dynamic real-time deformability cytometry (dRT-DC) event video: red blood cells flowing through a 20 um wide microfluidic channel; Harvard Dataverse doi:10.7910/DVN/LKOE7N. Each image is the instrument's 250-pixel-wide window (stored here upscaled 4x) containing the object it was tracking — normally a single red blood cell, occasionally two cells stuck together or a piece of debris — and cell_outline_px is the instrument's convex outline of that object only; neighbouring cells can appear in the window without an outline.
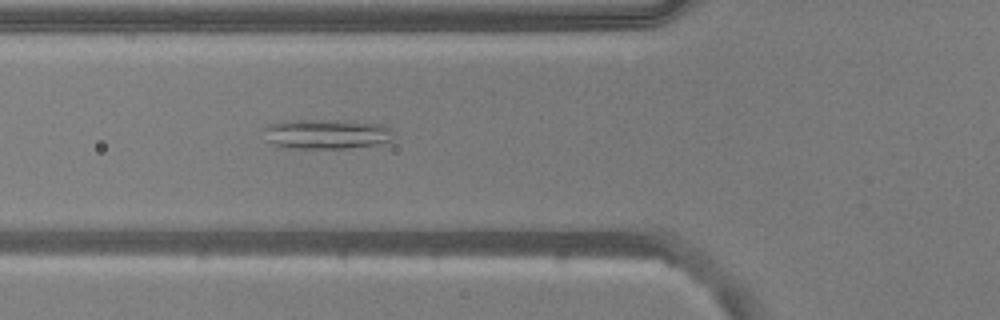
{"species": "common noctule bat (a hibernating species)", "species_latin": "Nyctalus noctula", "temperature_condition": "warm", "stored_images_in_passage": 52, "camera_frame_rate_fps": 3000, "um_per_image_px": 0.085, "animal": {"sex": "male", "body_mass_g": 20.5, "forearm_length_mm": 52.5}, "frame": {"image": 1, "passage_image": 18, "time_ms": 5.667, "image_size_px": [1000, 320], "cell_outline_px": [[392, 140], [376, 144], [344, 148], [288, 148], [276, 144], [268, 140], [260, 128], [268, 124], [288, 120], [352, 120], [384, 124], [392, 128]], "centroid_in_image_um": [27.75, 11.36], "position_along_channel_um": 98.0, "area_um2": 22.77}}
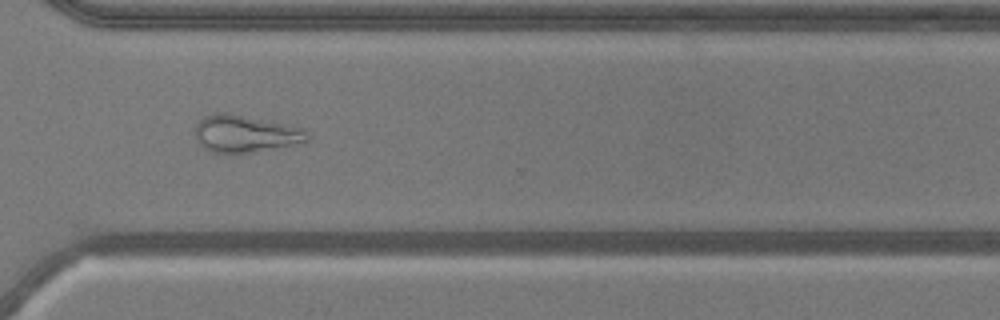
{"frame": {"image": 2, "passage_image": 38, "time_ms": 12.333, "image_size_px": [1000, 320], "cell_outline_px": [[308, 140], [252, 152], [212, 152], [204, 148], [200, 144], [196, 136], [196, 124], [204, 116], [216, 112], [224, 112], [292, 124], [304, 128], [308, 136]], "centroid_in_image_um": [20.84, 11.33], "position_along_channel_um": 349.8, "area_um2": 23.93}}
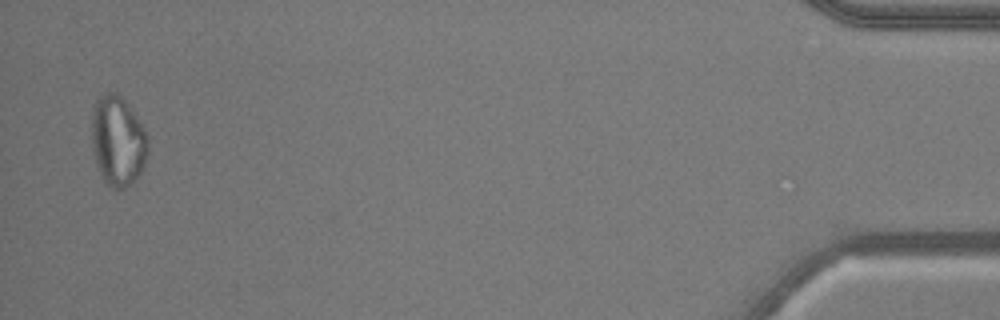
{"frame": {"image": 3, "passage_image": 51, "time_ms": 16.667, "image_size_px": [1000, 320], "cell_outline_px": [[148, 152], [144, 164], [136, 180], [124, 188], [116, 192], [104, 180], [96, 164], [92, 148], [92, 108], [96, 100], [104, 92], [116, 92], [124, 100], [136, 116], [144, 128], [148, 136]], "centroid_in_image_um": [10.01, 11.99], "position_along_channel_um": 425.2, "area_um2": 29.71}, "authors_computed_cell_mechanics": {"area_um2": 25.5476, "velocity_mm_per_s": 3.7673, "shape_relaxation_time_tau1_ms": null, "shape_relaxation_time_tau2_ms": 8.9531, "deformation_change_tau1": null, "deformation_change_tau2": 0.2014}}